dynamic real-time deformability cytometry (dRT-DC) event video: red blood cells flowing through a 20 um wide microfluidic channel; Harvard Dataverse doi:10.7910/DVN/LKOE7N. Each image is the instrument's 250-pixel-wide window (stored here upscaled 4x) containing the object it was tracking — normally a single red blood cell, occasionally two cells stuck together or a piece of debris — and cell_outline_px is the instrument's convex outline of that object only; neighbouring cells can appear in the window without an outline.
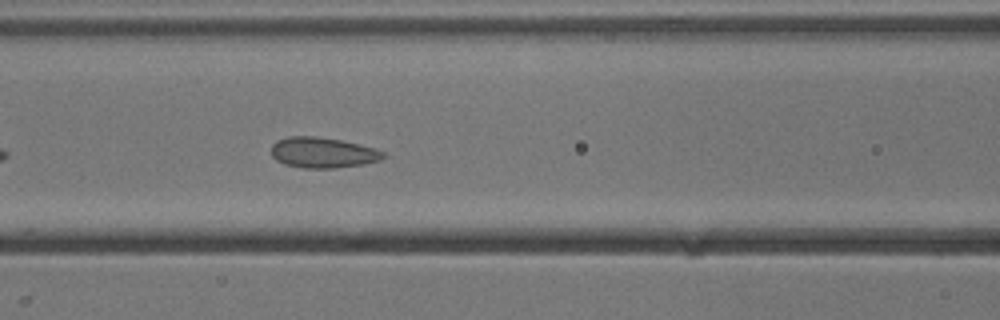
{"species": "common noctule bat (a hibernating species)", "species_latin": "Nyctalus noctula", "temperature_condition": "cold", "stored_images_in_passage": 17, "camera_frame_rate_fps": 3000, "um_per_image_px": 0.085, "animal": {"sex": "male", "body_mass_g": 13.3}, "frame": {"image": 1, "passage_image": 10, "time_ms": 3.0, "image_size_px": [1000, 320], "cell_outline_px": [[388, 156], [380, 160], [364, 164], [336, 168], [304, 168], [284, 164], [276, 160], [272, 156], [272, 144], [276, 140], [288, 136], [316, 136], [340, 140], [360, 144], [376, 148], [384, 152]], "centroid_in_image_um": [27.46, 12.97], "position_along_channel_um": 139.1, "area_um2": 20.17}}